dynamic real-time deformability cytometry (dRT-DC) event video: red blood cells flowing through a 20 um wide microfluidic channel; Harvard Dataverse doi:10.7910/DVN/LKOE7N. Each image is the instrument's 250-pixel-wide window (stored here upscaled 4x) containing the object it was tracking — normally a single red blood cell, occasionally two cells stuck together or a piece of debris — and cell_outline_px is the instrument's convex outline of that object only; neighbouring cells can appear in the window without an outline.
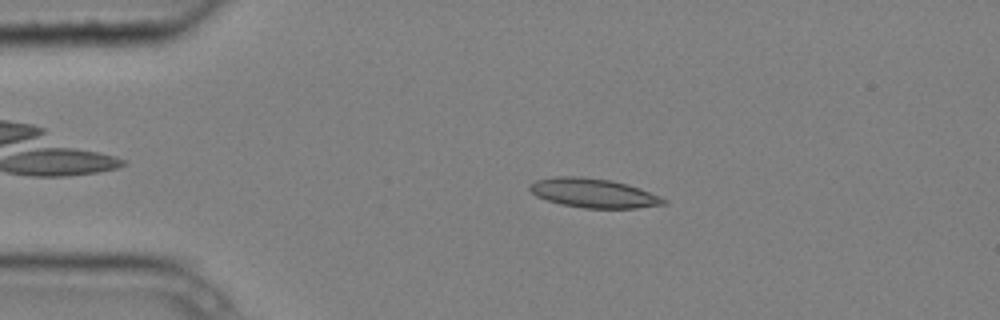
{"species": "common noctule bat (a hibernating species)", "species_latin": "Nyctalus noctula", "temperature_condition": "cold", "stored_images_in_passage": 6, "camera_frame_rate_fps": 3000, "um_per_image_px": 0.085, "animal": {"sex": "male", "body_mass_g": 20.4}, "frame": {"image": 1, "passage_image": 5, "time_ms": 1.333, "image_size_px": [1000, 320], "cell_outline_px": [[668, 204], [636, 208], [584, 208], [560, 204], [536, 196], [528, 188], [528, 184], [536, 180], [556, 176], [580, 176], [612, 180], [628, 184], [640, 188], [660, 196], [668, 200]], "centroid_in_image_um": [50.46, 16.41], "position_along_channel_um": 34.5, "area_um2": 23.0}}